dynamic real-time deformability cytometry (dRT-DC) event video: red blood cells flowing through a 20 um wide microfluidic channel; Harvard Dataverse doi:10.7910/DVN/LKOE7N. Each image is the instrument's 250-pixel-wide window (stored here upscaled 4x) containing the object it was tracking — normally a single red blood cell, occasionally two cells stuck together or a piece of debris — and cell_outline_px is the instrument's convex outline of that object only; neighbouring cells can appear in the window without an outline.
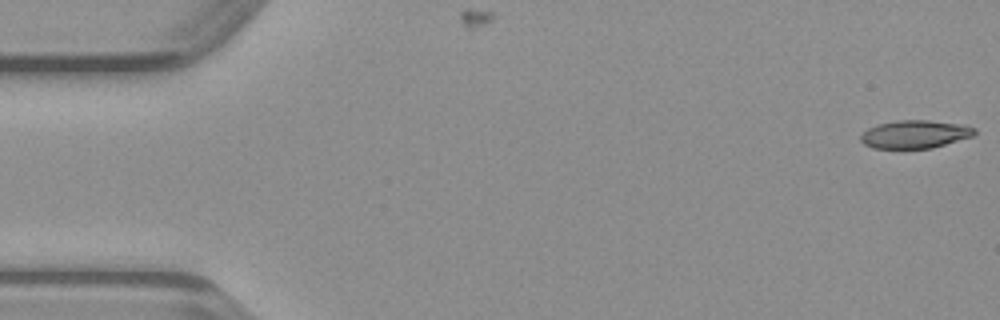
{"species": "common noctule bat (a hibernating species)", "species_latin": "Nyctalus noctula", "temperature_condition": "warm", "stored_images_in_passage": 48, "camera_frame_rate_fps": 3000, "um_per_image_px": 0.085, "animal": {"sex": "male", "body_mass_g": 23.1, "forearm_length_mm": 52.7}, "frame": {"image": 1, "passage_image": 1, "time_ms": 0.0, "image_size_px": [1000, 320], "cell_outline_px": [[976, 132], [972, 136], [932, 148], [872, 148], [864, 144], [860, 140], [860, 132], [876, 124], [896, 120], [928, 120], [968, 124], [976, 128]], "centroid_in_image_um": [77.76, 11.39], "position_along_channel_um": 7.2, "area_um2": 18.9}}
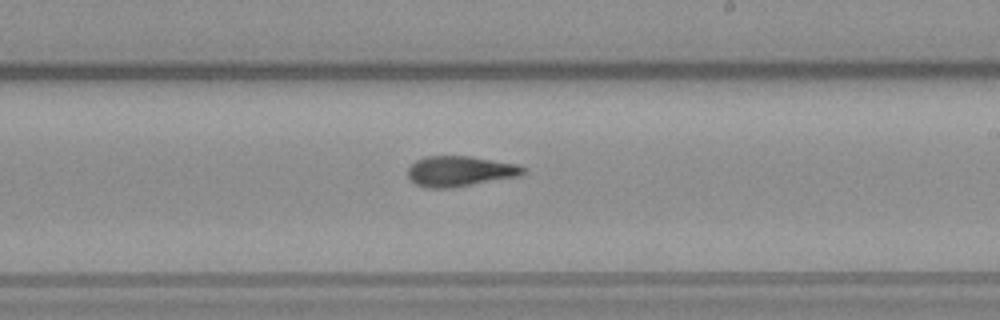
{"frame": {"image": 2, "passage_image": 28, "time_ms": 9.0, "image_size_px": [1000, 320], "cell_outline_px": [[528, 172], [520, 176], [452, 188], [428, 188], [416, 184], [408, 176], [408, 168], [416, 160], [424, 156], [468, 156], [516, 164], [528, 168]], "centroid_in_image_um": [39.13, 14.56], "position_along_channel_um": 249.9, "area_um2": 20.52}}
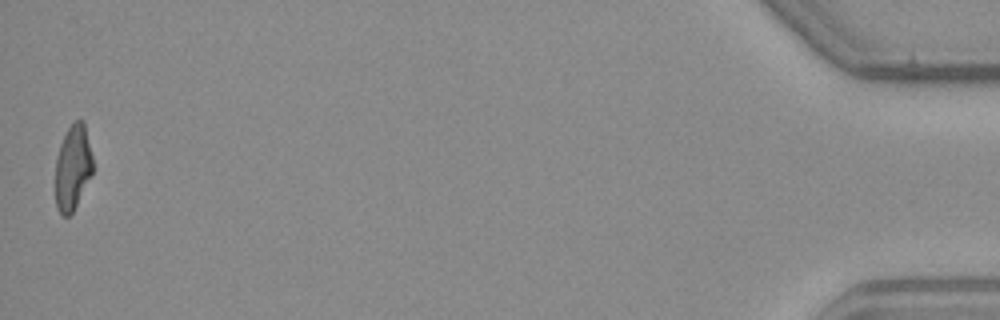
{"frame": {"image": 3, "passage_image": 48, "time_ms": 15.667, "image_size_px": [1000, 320], "cell_outline_px": [[92, 172], [72, 212], [68, 216], [64, 216], [56, 208], [56, 160], [60, 144], [68, 128], [76, 120], [84, 120], [92, 156]], "centroid_in_image_um": [6.18, 14.21], "position_along_channel_um": 429.0, "area_um2": 18.09}}